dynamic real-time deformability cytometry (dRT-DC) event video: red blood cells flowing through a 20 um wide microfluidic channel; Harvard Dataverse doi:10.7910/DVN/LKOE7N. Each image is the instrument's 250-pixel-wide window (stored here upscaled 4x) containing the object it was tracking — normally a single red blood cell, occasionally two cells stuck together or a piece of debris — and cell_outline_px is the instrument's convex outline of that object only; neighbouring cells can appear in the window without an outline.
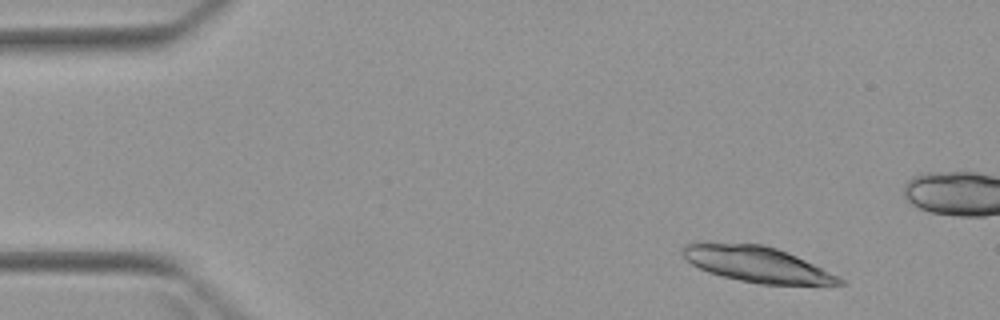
{"species": "Egyptian fruit bat (a non-hibernating species)", "species_latin": "Rousettus aegyptiacus", "temperature_condition": "warm", "stored_images_in_passage": 2, "camera_frame_rate_fps": 3000, "um_per_image_px": 0.085, "animal": {"sex": "female"}, "frame": {"image": 1, "passage_image": 2, "time_ms": 1.333, "image_size_px": [1000, 320], "cell_outline_px": [[848, 284], [760, 284], [740, 280], [708, 272], [692, 264], [680, 252], [680, 248], [684, 244], [704, 240], [764, 244], [776, 248], [796, 256], [840, 276]], "centroid_in_image_um": [64.26, 22.41], "position_along_channel_um": 20.7, "area_um2": 33.0}}